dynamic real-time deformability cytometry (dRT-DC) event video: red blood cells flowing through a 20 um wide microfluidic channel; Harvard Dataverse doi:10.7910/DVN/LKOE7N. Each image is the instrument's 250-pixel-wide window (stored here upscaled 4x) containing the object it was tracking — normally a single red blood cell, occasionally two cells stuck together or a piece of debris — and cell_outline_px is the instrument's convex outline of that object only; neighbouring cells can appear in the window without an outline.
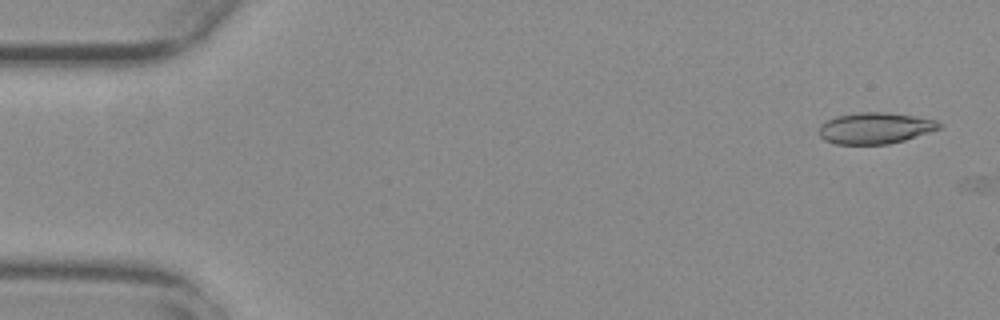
{"species": "common noctule bat (a hibernating species)", "species_latin": "Nyctalus noctula", "temperature_condition": "warm", "stored_images_in_passage": 9, "camera_frame_rate_fps": 3000, "um_per_image_px": 0.085, "animal": {"sex": "female", "body_mass_g": 29.2, "forearm_length_mm": 56.3}, "frame": {"image": 1, "passage_image": 2, "time_ms": 0.333, "image_size_px": [1000, 320], "cell_outline_px": [[944, 124], [940, 128], [904, 140], [888, 144], [836, 144], [824, 140], [820, 136], [820, 124], [836, 116], [860, 112], [884, 112], [912, 116], [936, 120]], "centroid_in_image_um": [74.38, 10.89], "position_along_channel_um": 10.6, "area_um2": 21.68}}